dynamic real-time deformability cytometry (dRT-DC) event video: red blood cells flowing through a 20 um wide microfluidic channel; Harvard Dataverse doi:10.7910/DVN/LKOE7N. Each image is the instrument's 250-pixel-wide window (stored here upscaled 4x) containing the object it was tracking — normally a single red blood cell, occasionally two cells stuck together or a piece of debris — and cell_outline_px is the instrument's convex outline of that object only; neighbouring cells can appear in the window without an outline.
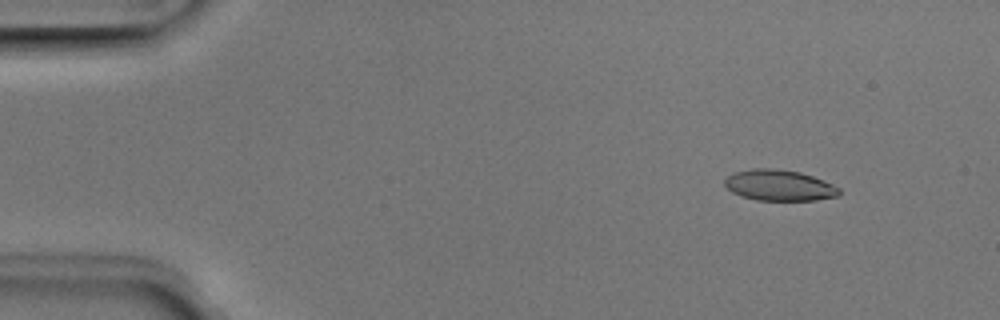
{"species": "Egyptian fruit bat (a non-hibernating species)", "species_latin": "Rousettus aegyptiacus", "temperature_condition": "room temperature", "stored_images_in_passage": 5, "camera_frame_rate_fps": 3000, "um_per_image_px": 0.085, "animal": {"sex": "male"}, "frame": {"image": 1, "passage_image": 2, "time_ms": 0.333, "image_size_px": [1000, 320], "cell_outline_px": [[840, 196], [816, 200], [756, 200], [740, 196], [732, 192], [724, 184], [724, 180], [728, 176], [736, 172], [756, 168], [768, 168], [800, 172], [812, 176], [832, 184], [840, 188]], "centroid_in_image_um": [66.25, 15.76], "position_along_channel_um": 18.8, "area_um2": 20.52}}
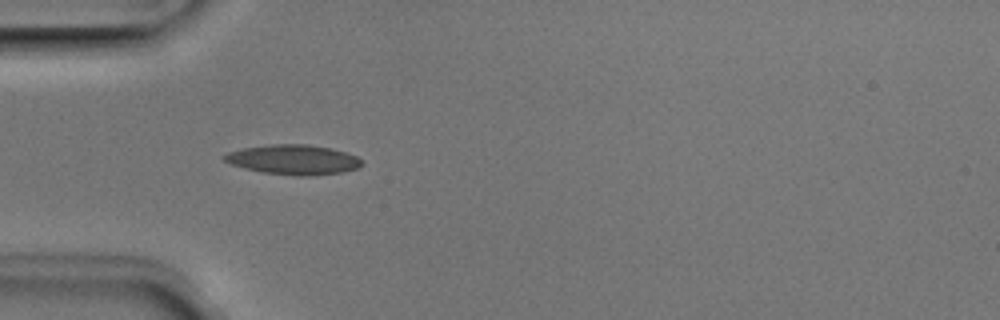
{"frame": {"image": 2, "passage_image": 4, "time_ms": 1.0, "image_size_px": [1000, 320], "cell_outline_px": [[364, 164], [356, 168], [340, 172], [308, 176], [296, 176], [264, 172], [244, 168], [232, 164], [224, 160], [220, 156], [228, 152], [244, 148], [272, 144], [308, 144], [332, 148], [356, 156]], "centroid_in_image_um": [24.92, 13.56], "position_along_channel_um": 60.1, "area_um2": 23.7}}